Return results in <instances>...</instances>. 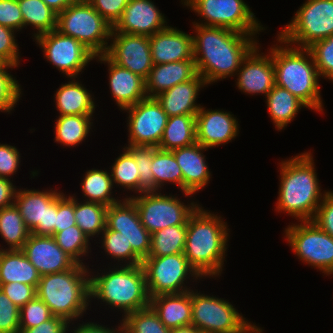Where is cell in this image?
I'll return each instance as SVG.
<instances>
[{"label":"cell","mask_w":333,"mask_h":333,"mask_svg":"<svg viewBox=\"0 0 333 333\" xmlns=\"http://www.w3.org/2000/svg\"><path fill=\"white\" fill-rule=\"evenodd\" d=\"M170 333H201V332L191 324L171 329Z\"/></svg>","instance_id":"cell-60"},{"label":"cell","mask_w":333,"mask_h":333,"mask_svg":"<svg viewBox=\"0 0 333 333\" xmlns=\"http://www.w3.org/2000/svg\"><path fill=\"white\" fill-rule=\"evenodd\" d=\"M105 55L120 67L146 79L153 68L149 36L111 32Z\"/></svg>","instance_id":"cell-18"},{"label":"cell","mask_w":333,"mask_h":333,"mask_svg":"<svg viewBox=\"0 0 333 333\" xmlns=\"http://www.w3.org/2000/svg\"><path fill=\"white\" fill-rule=\"evenodd\" d=\"M141 265L150 298L159 294L190 291V287L185 285L187 279L193 277L192 279L197 282L196 280L201 278L189 265L184 253L146 257L142 260Z\"/></svg>","instance_id":"cell-13"},{"label":"cell","mask_w":333,"mask_h":333,"mask_svg":"<svg viewBox=\"0 0 333 333\" xmlns=\"http://www.w3.org/2000/svg\"><path fill=\"white\" fill-rule=\"evenodd\" d=\"M0 289L11 300L13 304L21 308L36 296V287L19 282L0 284Z\"/></svg>","instance_id":"cell-52"},{"label":"cell","mask_w":333,"mask_h":333,"mask_svg":"<svg viewBox=\"0 0 333 333\" xmlns=\"http://www.w3.org/2000/svg\"><path fill=\"white\" fill-rule=\"evenodd\" d=\"M40 278L38 270L22 250L0 248V284L19 282L37 288Z\"/></svg>","instance_id":"cell-30"},{"label":"cell","mask_w":333,"mask_h":333,"mask_svg":"<svg viewBox=\"0 0 333 333\" xmlns=\"http://www.w3.org/2000/svg\"><path fill=\"white\" fill-rule=\"evenodd\" d=\"M276 37L277 43H280L272 47L276 85L287 89L308 109L322 113L324 107L320 95V75L311 52L307 48L291 46Z\"/></svg>","instance_id":"cell-4"},{"label":"cell","mask_w":333,"mask_h":333,"mask_svg":"<svg viewBox=\"0 0 333 333\" xmlns=\"http://www.w3.org/2000/svg\"><path fill=\"white\" fill-rule=\"evenodd\" d=\"M88 267L77 263L67 271L41 276L36 288L37 297L49 307L53 316L73 325L74 320L78 321L86 314L92 302Z\"/></svg>","instance_id":"cell-6"},{"label":"cell","mask_w":333,"mask_h":333,"mask_svg":"<svg viewBox=\"0 0 333 333\" xmlns=\"http://www.w3.org/2000/svg\"><path fill=\"white\" fill-rule=\"evenodd\" d=\"M22 251L41 276L67 271L77 264L58 246L53 236L30 234Z\"/></svg>","instance_id":"cell-22"},{"label":"cell","mask_w":333,"mask_h":333,"mask_svg":"<svg viewBox=\"0 0 333 333\" xmlns=\"http://www.w3.org/2000/svg\"><path fill=\"white\" fill-rule=\"evenodd\" d=\"M204 78L197 74L193 79L176 84L157 95L155 98L161 104L168 117L176 115H196L201 108L197 104L199 91L206 87Z\"/></svg>","instance_id":"cell-26"},{"label":"cell","mask_w":333,"mask_h":333,"mask_svg":"<svg viewBox=\"0 0 333 333\" xmlns=\"http://www.w3.org/2000/svg\"><path fill=\"white\" fill-rule=\"evenodd\" d=\"M30 231L15 204L0 210V236L8 245L6 250H22Z\"/></svg>","instance_id":"cell-38"},{"label":"cell","mask_w":333,"mask_h":333,"mask_svg":"<svg viewBox=\"0 0 333 333\" xmlns=\"http://www.w3.org/2000/svg\"><path fill=\"white\" fill-rule=\"evenodd\" d=\"M0 333H20V308L0 289Z\"/></svg>","instance_id":"cell-48"},{"label":"cell","mask_w":333,"mask_h":333,"mask_svg":"<svg viewBox=\"0 0 333 333\" xmlns=\"http://www.w3.org/2000/svg\"><path fill=\"white\" fill-rule=\"evenodd\" d=\"M134 157L139 169V194L154 191V176L150 169L155 154L154 146H126Z\"/></svg>","instance_id":"cell-45"},{"label":"cell","mask_w":333,"mask_h":333,"mask_svg":"<svg viewBox=\"0 0 333 333\" xmlns=\"http://www.w3.org/2000/svg\"><path fill=\"white\" fill-rule=\"evenodd\" d=\"M22 12L24 28L32 26L37 32L33 33L36 38L39 35L57 29V13L48 7L42 0H18Z\"/></svg>","instance_id":"cell-37"},{"label":"cell","mask_w":333,"mask_h":333,"mask_svg":"<svg viewBox=\"0 0 333 333\" xmlns=\"http://www.w3.org/2000/svg\"><path fill=\"white\" fill-rule=\"evenodd\" d=\"M52 316L49 307L36 296L20 308V329L36 327Z\"/></svg>","instance_id":"cell-47"},{"label":"cell","mask_w":333,"mask_h":333,"mask_svg":"<svg viewBox=\"0 0 333 333\" xmlns=\"http://www.w3.org/2000/svg\"><path fill=\"white\" fill-rule=\"evenodd\" d=\"M209 150L198 142L172 150L183 175V192L195 194L210 183L211 172L203 151Z\"/></svg>","instance_id":"cell-25"},{"label":"cell","mask_w":333,"mask_h":333,"mask_svg":"<svg viewBox=\"0 0 333 333\" xmlns=\"http://www.w3.org/2000/svg\"><path fill=\"white\" fill-rule=\"evenodd\" d=\"M17 66L8 63H0V112L11 113L21 98L23 89L18 80L8 73V69L13 70Z\"/></svg>","instance_id":"cell-44"},{"label":"cell","mask_w":333,"mask_h":333,"mask_svg":"<svg viewBox=\"0 0 333 333\" xmlns=\"http://www.w3.org/2000/svg\"><path fill=\"white\" fill-rule=\"evenodd\" d=\"M13 180L0 177V210L14 204L17 187Z\"/></svg>","instance_id":"cell-57"},{"label":"cell","mask_w":333,"mask_h":333,"mask_svg":"<svg viewBox=\"0 0 333 333\" xmlns=\"http://www.w3.org/2000/svg\"><path fill=\"white\" fill-rule=\"evenodd\" d=\"M70 323L60 317L52 316L49 320L42 324L28 329H20V333H68L72 330L69 327Z\"/></svg>","instance_id":"cell-56"},{"label":"cell","mask_w":333,"mask_h":333,"mask_svg":"<svg viewBox=\"0 0 333 333\" xmlns=\"http://www.w3.org/2000/svg\"><path fill=\"white\" fill-rule=\"evenodd\" d=\"M154 176V191H161L162 186L166 183L176 184L185 197L191 193L183 192V175L172 151L161 150L155 147L153 155V163L150 168Z\"/></svg>","instance_id":"cell-36"},{"label":"cell","mask_w":333,"mask_h":333,"mask_svg":"<svg viewBox=\"0 0 333 333\" xmlns=\"http://www.w3.org/2000/svg\"><path fill=\"white\" fill-rule=\"evenodd\" d=\"M101 248L104 249L107 256L115 259L117 265H141L142 259L133 251L131 245L119 231L104 230L101 234ZM122 261V262H121ZM125 264H121V263Z\"/></svg>","instance_id":"cell-42"},{"label":"cell","mask_w":333,"mask_h":333,"mask_svg":"<svg viewBox=\"0 0 333 333\" xmlns=\"http://www.w3.org/2000/svg\"><path fill=\"white\" fill-rule=\"evenodd\" d=\"M0 25L13 29L16 32L24 28L18 0H0Z\"/></svg>","instance_id":"cell-50"},{"label":"cell","mask_w":333,"mask_h":333,"mask_svg":"<svg viewBox=\"0 0 333 333\" xmlns=\"http://www.w3.org/2000/svg\"><path fill=\"white\" fill-rule=\"evenodd\" d=\"M192 325L201 333H262L263 329L246 320L236 308L216 296L191 289Z\"/></svg>","instance_id":"cell-7"},{"label":"cell","mask_w":333,"mask_h":333,"mask_svg":"<svg viewBox=\"0 0 333 333\" xmlns=\"http://www.w3.org/2000/svg\"><path fill=\"white\" fill-rule=\"evenodd\" d=\"M105 230L119 231L143 260L151 249V234L143 226L135 203L127 196L107 208Z\"/></svg>","instance_id":"cell-17"},{"label":"cell","mask_w":333,"mask_h":333,"mask_svg":"<svg viewBox=\"0 0 333 333\" xmlns=\"http://www.w3.org/2000/svg\"><path fill=\"white\" fill-rule=\"evenodd\" d=\"M82 181L84 201L100 203L107 207L120 201L112 195L114 187L111 174L107 170H87Z\"/></svg>","instance_id":"cell-34"},{"label":"cell","mask_w":333,"mask_h":333,"mask_svg":"<svg viewBox=\"0 0 333 333\" xmlns=\"http://www.w3.org/2000/svg\"><path fill=\"white\" fill-rule=\"evenodd\" d=\"M74 194V217L76 225L92 240L99 237L106 228L107 206L96 203L79 201ZM92 237V238H91Z\"/></svg>","instance_id":"cell-35"},{"label":"cell","mask_w":333,"mask_h":333,"mask_svg":"<svg viewBox=\"0 0 333 333\" xmlns=\"http://www.w3.org/2000/svg\"><path fill=\"white\" fill-rule=\"evenodd\" d=\"M58 246L78 264H84L83 258L91 252L90 239L77 226L73 225L53 235ZM85 255V256H84Z\"/></svg>","instance_id":"cell-43"},{"label":"cell","mask_w":333,"mask_h":333,"mask_svg":"<svg viewBox=\"0 0 333 333\" xmlns=\"http://www.w3.org/2000/svg\"><path fill=\"white\" fill-rule=\"evenodd\" d=\"M88 2L113 27L121 18L129 0H89Z\"/></svg>","instance_id":"cell-53"},{"label":"cell","mask_w":333,"mask_h":333,"mask_svg":"<svg viewBox=\"0 0 333 333\" xmlns=\"http://www.w3.org/2000/svg\"><path fill=\"white\" fill-rule=\"evenodd\" d=\"M35 39L44 52L46 61L55 66L65 77L77 78L96 55L83 43L58 30L39 35Z\"/></svg>","instance_id":"cell-14"},{"label":"cell","mask_w":333,"mask_h":333,"mask_svg":"<svg viewBox=\"0 0 333 333\" xmlns=\"http://www.w3.org/2000/svg\"><path fill=\"white\" fill-rule=\"evenodd\" d=\"M221 218L199 205L187 220L183 253L189 265L204 279L221 276L226 261L230 229Z\"/></svg>","instance_id":"cell-2"},{"label":"cell","mask_w":333,"mask_h":333,"mask_svg":"<svg viewBox=\"0 0 333 333\" xmlns=\"http://www.w3.org/2000/svg\"><path fill=\"white\" fill-rule=\"evenodd\" d=\"M58 190L18 189L14 204L30 234L53 236L56 233Z\"/></svg>","instance_id":"cell-15"},{"label":"cell","mask_w":333,"mask_h":333,"mask_svg":"<svg viewBox=\"0 0 333 333\" xmlns=\"http://www.w3.org/2000/svg\"><path fill=\"white\" fill-rule=\"evenodd\" d=\"M113 267V268H112ZM104 273L90 272V299L101 300L112 310L126 314L150 306L145 273L142 265H114ZM93 275H92V274ZM111 306V307H110Z\"/></svg>","instance_id":"cell-5"},{"label":"cell","mask_w":333,"mask_h":333,"mask_svg":"<svg viewBox=\"0 0 333 333\" xmlns=\"http://www.w3.org/2000/svg\"><path fill=\"white\" fill-rule=\"evenodd\" d=\"M187 225L169 226L151 234V249L148 257H161L183 253Z\"/></svg>","instance_id":"cell-39"},{"label":"cell","mask_w":333,"mask_h":333,"mask_svg":"<svg viewBox=\"0 0 333 333\" xmlns=\"http://www.w3.org/2000/svg\"><path fill=\"white\" fill-rule=\"evenodd\" d=\"M181 2L205 21H194L193 24L223 27L249 35H257L265 30L244 0H181Z\"/></svg>","instance_id":"cell-10"},{"label":"cell","mask_w":333,"mask_h":333,"mask_svg":"<svg viewBox=\"0 0 333 333\" xmlns=\"http://www.w3.org/2000/svg\"><path fill=\"white\" fill-rule=\"evenodd\" d=\"M123 153L115 158L111 165V178L113 186H121L124 190L139 193V169L133 155L124 147ZM115 184V185H114Z\"/></svg>","instance_id":"cell-41"},{"label":"cell","mask_w":333,"mask_h":333,"mask_svg":"<svg viewBox=\"0 0 333 333\" xmlns=\"http://www.w3.org/2000/svg\"><path fill=\"white\" fill-rule=\"evenodd\" d=\"M234 114L222 110H208L201 106L196 114V142L206 148L218 147L234 140L239 134Z\"/></svg>","instance_id":"cell-20"},{"label":"cell","mask_w":333,"mask_h":333,"mask_svg":"<svg viewBox=\"0 0 333 333\" xmlns=\"http://www.w3.org/2000/svg\"><path fill=\"white\" fill-rule=\"evenodd\" d=\"M193 57L206 84L235 76L242 61L259 44L256 35L223 27L193 24Z\"/></svg>","instance_id":"cell-1"},{"label":"cell","mask_w":333,"mask_h":333,"mask_svg":"<svg viewBox=\"0 0 333 333\" xmlns=\"http://www.w3.org/2000/svg\"><path fill=\"white\" fill-rule=\"evenodd\" d=\"M48 7L54 10L57 14L65 10L68 6L78 0H42Z\"/></svg>","instance_id":"cell-59"},{"label":"cell","mask_w":333,"mask_h":333,"mask_svg":"<svg viewBox=\"0 0 333 333\" xmlns=\"http://www.w3.org/2000/svg\"><path fill=\"white\" fill-rule=\"evenodd\" d=\"M143 194V195H142ZM175 195H162L159 191H148L129 196L137 207L141 223L152 234L169 226L187 225L189 216L199 204H185Z\"/></svg>","instance_id":"cell-12"},{"label":"cell","mask_w":333,"mask_h":333,"mask_svg":"<svg viewBox=\"0 0 333 333\" xmlns=\"http://www.w3.org/2000/svg\"><path fill=\"white\" fill-rule=\"evenodd\" d=\"M121 333H170L151 306L122 317Z\"/></svg>","instance_id":"cell-40"},{"label":"cell","mask_w":333,"mask_h":333,"mask_svg":"<svg viewBox=\"0 0 333 333\" xmlns=\"http://www.w3.org/2000/svg\"><path fill=\"white\" fill-rule=\"evenodd\" d=\"M267 110L273 124L278 131L285 127L296 117L299 110L308 108L300 99L287 89L275 85L265 97Z\"/></svg>","instance_id":"cell-31"},{"label":"cell","mask_w":333,"mask_h":333,"mask_svg":"<svg viewBox=\"0 0 333 333\" xmlns=\"http://www.w3.org/2000/svg\"><path fill=\"white\" fill-rule=\"evenodd\" d=\"M122 111L129 115L126 146H159L168 116L156 98L147 97Z\"/></svg>","instance_id":"cell-16"},{"label":"cell","mask_w":333,"mask_h":333,"mask_svg":"<svg viewBox=\"0 0 333 333\" xmlns=\"http://www.w3.org/2000/svg\"><path fill=\"white\" fill-rule=\"evenodd\" d=\"M55 123V142L62 146L75 147L88 137L93 126V115L58 116Z\"/></svg>","instance_id":"cell-33"},{"label":"cell","mask_w":333,"mask_h":333,"mask_svg":"<svg viewBox=\"0 0 333 333\" xmlns=\"http://www.w3.org/2000/svg\"><path fill=\"white\" fill-rule=\"evenodd\" d=\"M71 81L62 84L54 95L55 106L59 116L65 115H93L96 104L93 95L89 93L79 80L75 77Z\"/></svg>","instance_id":"cell-29"},{"label":"cell","mask_w":333,"mask_h":333,"mask_svg":"<svg viewBox=\"0 0 333 333\" xmlns=\"http://www.w3.org/2000/svg\"><path fill=\"white\" fill-rule=\"evenodd\" d=\"M76 225L74 217V196L62 191L57 195L56 233Z\"/></svg>","instance_id":"cell-51"},{"label":"cell","mask_w":333,"mask_h":333,"mask_svg":"<svg viewBox=\"0 0 333 333\" xmlns=\"http://www.w3.org/2000/svg\"><path fill=\"white\" fill-rule=\"evenodd\" d=\"M117 328L106 327L105 325H100L94 322H83L82 324L79 323L77 327H73L74 329L70 331V333H121V324H118Z\"/></svg>","instance_id":"cell-58"},{"label":"cell","mask_w":333,"mask_h":333,"mask_svg":"<svg viewBox=\"0 0 333 333\" xmlns=\"http://www.w3.org/2000/svg\"><path fill=\"white\" fill-rule=\"evenodd\" d=\"M15 34V30L0 25V61L18 67L21 58Z\"/></svg>","instance_id":"cell-49"},{"label":"cell","mask_w":333,"mask_h":333,"mask_svg":"<svg viewBox=\"0 0 333 333\" xmlns=\"http://www.w3.org/2000/svg\"><path fill=\"white\" fill-rule=\"evenodd\" d=\"M167 26L166 17L152 0H129L112 32L152 36Z\"/></svg>","instance_id":"cell-21"},{"label":"cell","mask_w":333,"mask_h":333,"mask_svg":"<svg viewBox=\"0 0 333 333\" xmlns=\"http://www.w3.org/2000/svg\"><path fill=\"white\" fill-rule=\"evenodd\" d=\"M285 238L291 250L302 262L319 269L327 276L333 274V237L313 220L292 223L285 228Z\"/></svg>","instance_id":"cell-11"},{"label":"cell","mask_w":333,"mask_h":333,"mask_svg":"<svg viewBox=\"0 0 333 333\" xmlns=\"http://www.w3.org/2000/svg\"><path fill=\"white\" fill-rule=\"evenodd\" d=\"M331 35L333 0H306L277 36L291 46L308 48Z\"/></svg>","instance_id":"cell-9"},{"label":"cell","mask_w":333,"mask_h":333,"mask_svg":"<svg viewBox=\"0 0 333 333\" xmlns=\"http://www.w3.org/2000/svg\"><path fill=\"white\" fill-rule=\"evenodd\" d=\"M313 221L333 237V191L328 190L319 205Z\"/></svg>","instance_id":"cell-55"},{"label":"cell","mask_w":333,"mask_h":333,"mask_svg":"<svg viewBox=\"0 0 333 333\" xmlns=\"http://www.w3.org/2000/svg\"><path fill=\"white\" fill-rule=\"evenodd\" d=\"M307 49L312 54L320 77L333 82V35L316 41Z\"/></svg>","instance_id":"cell-46"},{"label":"cell","mask_w":333,"mask_h":333,"mask_svg":"<svg viewBox=\"0 0 333 333\" xmlns=\"http://www.w3.org/2000/svg\"><path fill=\"white\" fill-rule=\"evenodd\" d=\"M95 59L108 65L110 93L119 110H124L147 98L144 78L120 67L105 54L97 55Z\"/></svg>","instance_id":"cell-23"},{"label":"cell","mask_w":333,"mask_h":333,"mask_svg":"<svg viewBox=\"0 0 333 333\" xmlns=\"http://www.w3.org/2000/svg\"><path fill=\"white\" fill-rule=\"evenodd\" d=\"M196 115L168 117L159 149L172 151L190 146L196 142Z\"/></svg>","instance_id":"cell-32"},{"label":"cell","mask_w":333,"mask_h":333,"mask_svg":"<svg viewBox=\"0 0 333 333\" xmlns=\"http://www.w3.org/2000/svg\"><path fill=\"white\" fill-rule=\"evenodd\" d=\"M258 44L242 61L236 76L238 90L251 95L260 93L266 97L276 85L275 67L272 60V46L267 55L261 52Z\"/></svg>","instance_id":"cell-19"},{"label":"cell","mask_w":333,"mask_h":333,"mask_svg":"<svg viewBox=\"0 0 333 333\" xmlns=\"http://www.w3.org/2000/svg\"><path fill=\"white\" fill-rule=\"evenodd\" d=\"M196 75L194 59L153 65L145 79L147 97L155 98L176 84L193 79Z\"/></svg>","instance_id":"cell-27"},{"label":"cell","mask_w":333,"mask_h":333,"mask_svg":"<svg viewBox=\"0 0 333 333\" xmlns=\"http://www.w3.org/2000/svg\"><path fill=\"white\" fill-rule=\"evenodd\" d=\"M112 29L88 1H77L57 14L56 30L80 41L96 56L106 53Z\"/></svg>","instance_id":"cell-8"},{"label":"cell","mask_w":333,"mask_h":333,"mask_svg":"<svg viewBox=\"0 0 333 333\" xmlns=\"http://www.w3.org/2000/svg\"><path fill=\"white\" fill-rule=\"evenodd\" d=\"M279 164V196L275 210L299 222L313 220L327 191L321 192L311 151Z\"/></svg>","instance_id":"cell-3"},{"label":"cell","mask_w":333,"mask_h":333,"mask_svg":"<svg viewBox=\"0 0 333 333\" xmlns=\"http://www.w3.org/2000/svg\"><path fill=\"white\" fill-rule=\"evenodd\" d=\"M20 152L15 146L0 143V177L10 179L20 165ZM10 177V178H9Z\"/></svg>","instance_id":"cell-54"},{"label":"cell","mask_w":333,"mask_h":333,"mask_svg":"<svg viewBox=\"0 0 333 333\" xmlns=\"http://www.w3.org/2000/svg\"><path fill=\"white\" fill-rule=\"evenodd\" d=\"M150 306L170 330L192 324L191 290L153 296Z\"/></svg>","instance_id":"cell-28"},{"label":"cell","mask_w":333,"mask_h":333,"mask_svg":"<svg viewBox=\"0 0 333 333\" xmlns=\"http://www.w3.org/2000/svg\"><path fill=\"white\" fill-rule=\"evenodd\" d=\"M192 36L172 26L149 36L153 65L194 59Z\"/></svg>","instance_id":"cell-24"}]
</instances>
